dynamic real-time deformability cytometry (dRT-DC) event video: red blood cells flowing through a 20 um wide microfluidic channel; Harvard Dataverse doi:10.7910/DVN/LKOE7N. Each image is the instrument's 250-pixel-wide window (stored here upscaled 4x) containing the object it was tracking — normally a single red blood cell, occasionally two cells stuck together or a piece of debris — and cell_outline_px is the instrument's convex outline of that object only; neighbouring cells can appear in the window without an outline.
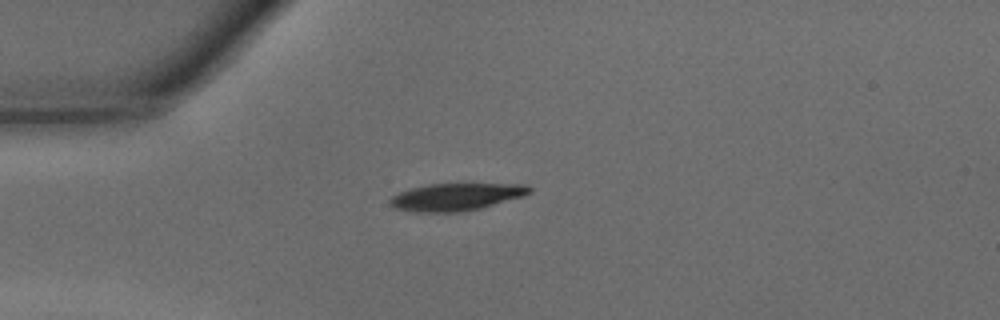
{"species": "common noctule bat (a hibernating species)", "species_latin": "Nyctalus noctula", "temperature_condition": "warm", "stored_images_in_passage": 35, "camera_frame_rate_fps": 3000, "um_per_image_px": 0.085, "animal": {"sex": "male", "body_mass_g": 15.6}, "frame": {"image": 1, "passage_image": 1, "time_ms": 0.0, "image_size_px": [1000, 320], "cell_outline_px": [[532, 192], [524, 196], [480, 208], [460, 212], [416, 212], [392, 208], [388, 204], [388, 200], [392, 196], [400, 192], [412, 188], [428, 184], [528, 184], [532, 188]], "centroid_in_image_um": [38.76, 16.74], "position_along_channel_um": 46.2, "area_um2": 22.31}}
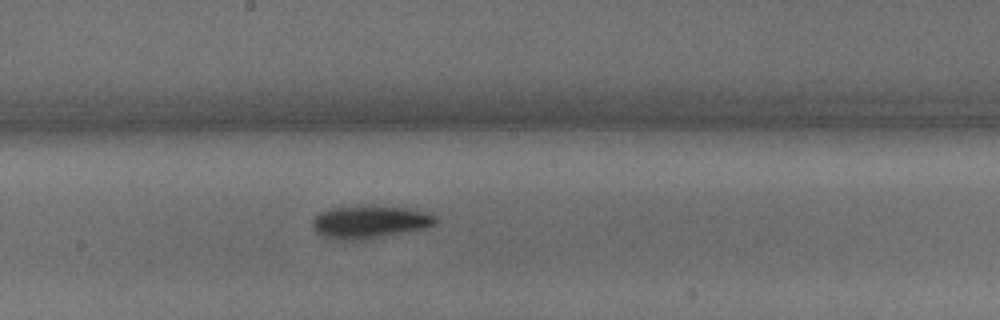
{"frame": {"image": 2, "passage_image": 14, "time_ms": 4.333, "image_size_px": [1000, 320], "cell_outline_px": [[436, 224], [428, 228], [372, 240], [336, 240], [320, 236], [312, 228], [312, 220], [320, 212], [328, 208], [360, 204], [372, 204], [412, 208], [436, 216]], "centroid_in_image_um": [31.43, 18.86], "position_along_channel_um": 216.8, "area_um2": 24.85}}
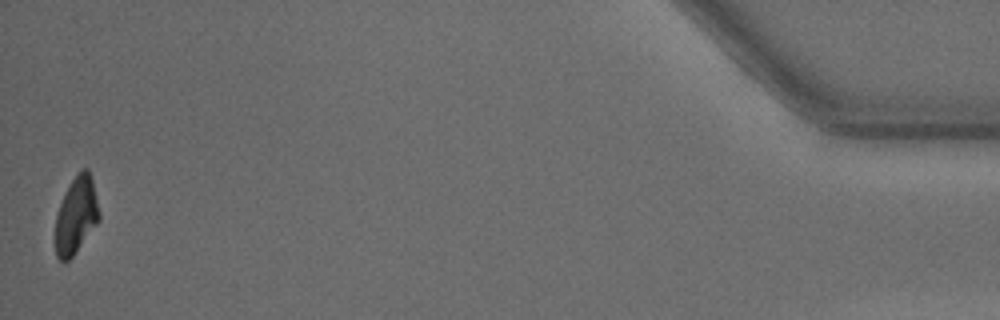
{"frame": {"image": 3, "passage_image": 35, "time_ms": 11.333, "image_size_px": [1000, 320], "cell_outline_px": [[100, 220], [72, 256], [68, 260], [60, 260], [56, 256], [52, 240], [56, 216], [60, 204], [72, 180], [80, 168], [88, 168], [92, 180], [100, 212]], "centroid_in_image_um": [6.44, 18.33], "position_along_channel_um": 428.8, "area_um2": 19.83}, "authors_computed_cell_mechanics": {"area_um2": 22.5998, "velocity_mm_per_s": 4.3309, "shape_relaxation_time_tau1_ms": 2.1309, "shape_relaxation_time_tau2_ms": null, "deformation_change_tau1": 0.1347, "deformation_change_tau2": null}}